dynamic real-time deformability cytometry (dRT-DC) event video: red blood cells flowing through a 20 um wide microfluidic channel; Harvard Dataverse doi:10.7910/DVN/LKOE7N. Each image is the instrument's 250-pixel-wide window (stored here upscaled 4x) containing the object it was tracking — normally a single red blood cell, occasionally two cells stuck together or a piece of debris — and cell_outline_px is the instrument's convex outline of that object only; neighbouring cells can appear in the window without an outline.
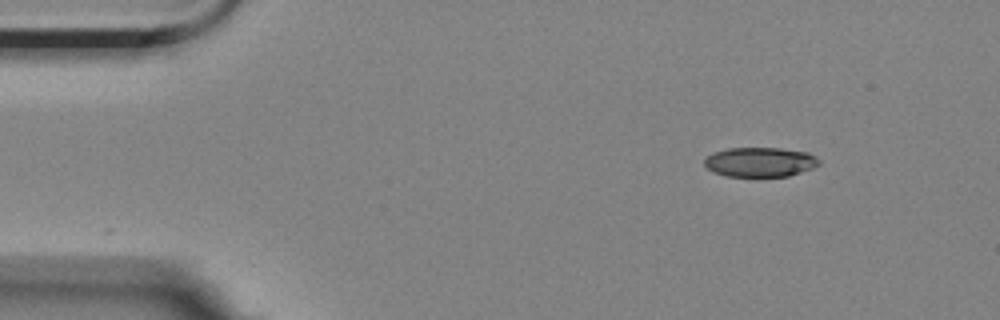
{"species": "Egyptian fruit bat (a non-hibernating species)", "species_latin": "Rousettus aegyptiacus", "temperature_condition": "room temperature", "stored_images_in_passage": 4, "camera_frame_rate_fps": 3000, "um_per_image_px": 0.085, "animal": {"sex": "female"}, "frame": {"image": 1, "passage_image": 1, "time_ms": 0.0, "image_size_px": [1000, 320], "cell_outline_px": [[820, 164], [812, 168], [788, 176], [728, 176], [716, 172], [708, 168], [704, 164], [704, 160], [708, 156], [716, 152], [728, 148], [780, 148], [808, 152], [816, 156], [820, 160]], "centroid_in_image_um": [64.65, 13.76], "position_along_channel_um": 20.3, "area_um2": 19.54}}
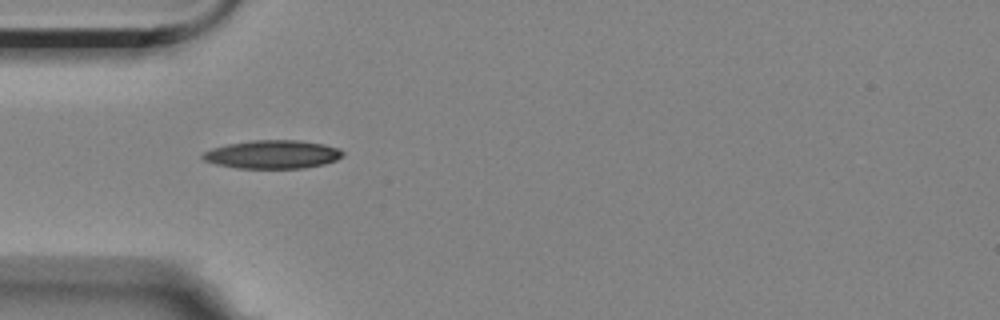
{"frame": {"image": 2, "passage_image": 3, "time_ms": 3.333, "image_size_px": [1000, 320], "cell_outline_px": [[344, 156], [336, 160], [324, 164], [304, 168], [236, 168], [216, 164], [204, 160], [200, 156], [204, 152], [212, 148], [228, 144], [252, 140], [300, 140], [324, 144], [340, 148], [344, 152]], "centroid_in_image_um": [23.2, 13.12], "position_along_channel_um": 61.8, "area_um2": 23.29}}
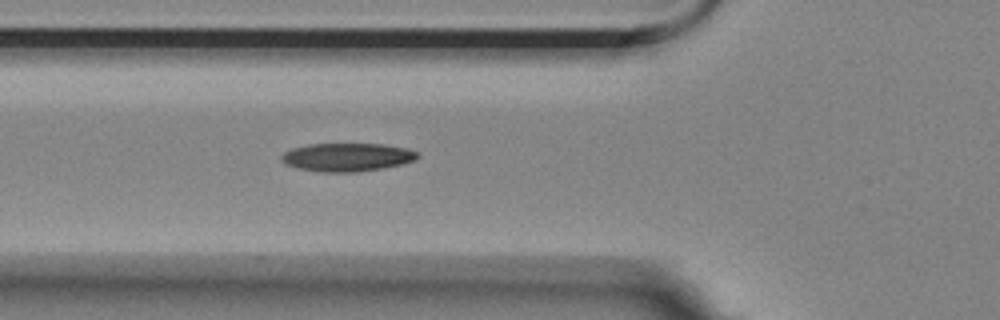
{"frame": {"image": 3, "passage_image": 4, "time_ms": 4.333, "image_size_px": [1000, 320], "cell_outline_px": [[420, 156], [416, 160], [384, 168], [356, 172], [316, 172], [284, 164], [280, 160], [280, 156], [284, 152], [292, 148], [308, 144], [384, 144], [408, 148], [416, 152]], "centroid_in_image_um": [29.49, 13.36], "position_along_channel_um": 96.3, "area_um2": 22.6}}